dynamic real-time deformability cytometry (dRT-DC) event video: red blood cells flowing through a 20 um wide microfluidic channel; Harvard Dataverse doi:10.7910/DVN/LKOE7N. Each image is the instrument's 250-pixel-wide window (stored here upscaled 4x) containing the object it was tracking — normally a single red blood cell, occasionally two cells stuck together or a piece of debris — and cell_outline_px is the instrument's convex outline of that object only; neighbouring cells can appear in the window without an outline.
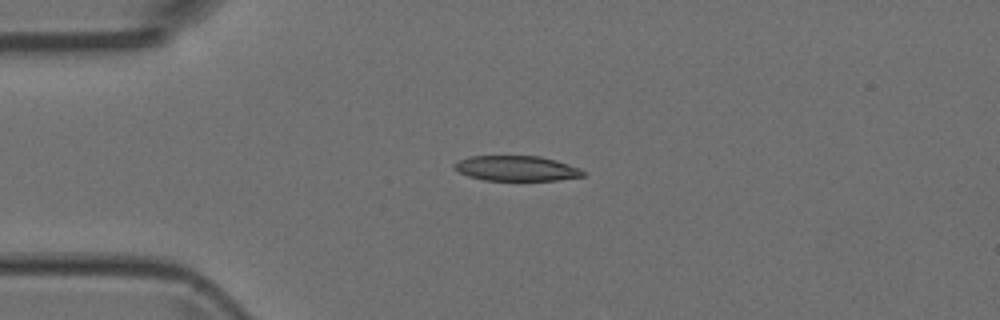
{"species": "Egyptian fruit bat (a non-hibernating species)", "species_latin": "Rousettus aegyptiacus", "temperature_condition": "room temperature", "stored_images_in_passage": 5, "camera_frame_rate_fps": 3000, "um_per_image_px": 0.085, "animal": {"sex": "female"}, "frame": {"image": 1, "passage_image": 3, "time_ms": 0.667, "image_size_px": [1000, 320], "cell_outline_px": [[584, 176], [556, 180], [484, 180], [468, 176], [460, 172], [452, 164], [460, 160], [472, 156], [540, 156], [556, 160], [580, 168], [584, 172]], "centroid_in_image_um": [43.92, 14.31], "position_along_channel_um": 41.1, "area_um2": 18.67}}
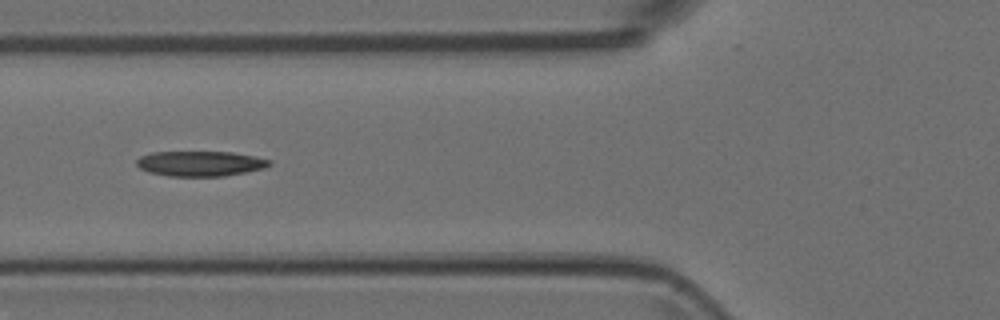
{"frame": {"image": 2, "passage_image": 5, "time_ms": 1.333, "image_size_px": [1000, 320], "cell_outline_px": [[272, 164], [264, 168], [224, 176], [168, 176], [148, 172], [140, 168], [136, 164], [136, 160], [140, 156], [152, 152], [232, 152], [272, 160]], "centroid_in_image_um": [17.0, 13.9], "position_along_channel_um": 108.8, "area_um2": 19.42}}